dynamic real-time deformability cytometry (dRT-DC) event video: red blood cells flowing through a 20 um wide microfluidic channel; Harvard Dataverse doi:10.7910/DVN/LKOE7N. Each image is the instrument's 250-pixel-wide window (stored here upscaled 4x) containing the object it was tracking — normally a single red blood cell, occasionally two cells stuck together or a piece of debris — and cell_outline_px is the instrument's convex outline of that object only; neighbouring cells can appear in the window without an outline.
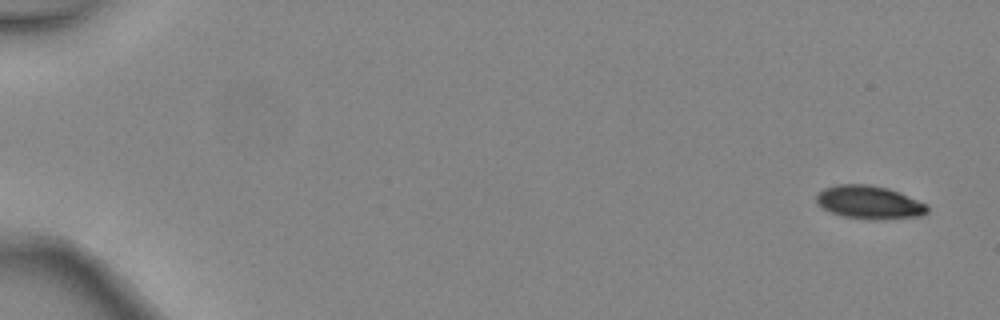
{"species": "common noctule bat (a hibernating species)", "species_latin": "Nyctalus noctula", "temperature_condition": "warm", "stored_images_in_passage": 5, "camera_frame_rate_fps": 3000, "um_per_image_px": 0.085, "animal": {"sex": "female", "body_mass_g": 24.6, "forearm_length_mm": 56.2}, "frame": {"image": 1, "passage_image": 1, "time_ms": 0.0, "image_size_px": [1000, 320], "cell_outline_px": [[928, 212], [920, 216], [880, 220], [844, 216], [832, 212], [824, 208], [816, 200], [816, 196], [824, 188], [836, 184], [868, 184], [888, 188], [900, 192], [928, 204]], "centroid_in_image_um": [73.94, 17.19], "position_along_channel_um": 11.1, "area_um2": 21.39}}
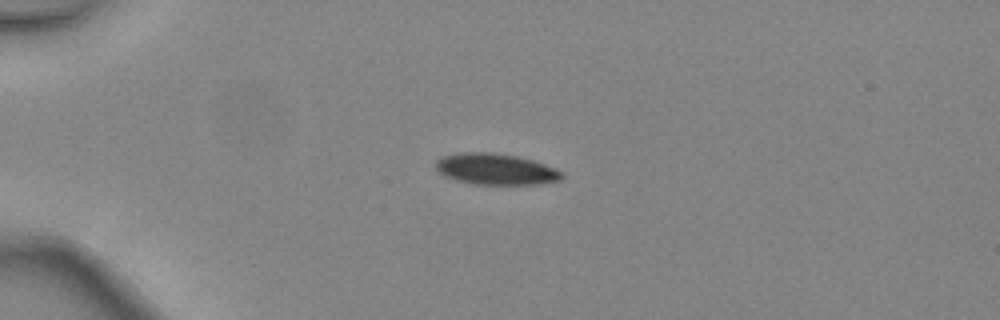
{"frame": {"image": 2, "passage_image": 4, "time_ms": 1.0, "image_size_px": [1000, 320], "cell_outline_px": [[564, 176], [560, 180], [540, 184], [476, 184], [456, 180], [444, 176], [436, 168], [436, 160], [440, 156], [456, 152], [496, 152], [516, 156], [532, 160], [556, 168], [564, 172]], "centroid_in_image_um": [42.13, 14.36], "position_along_channel_um": 42.9, "area_um2": 23.12}}